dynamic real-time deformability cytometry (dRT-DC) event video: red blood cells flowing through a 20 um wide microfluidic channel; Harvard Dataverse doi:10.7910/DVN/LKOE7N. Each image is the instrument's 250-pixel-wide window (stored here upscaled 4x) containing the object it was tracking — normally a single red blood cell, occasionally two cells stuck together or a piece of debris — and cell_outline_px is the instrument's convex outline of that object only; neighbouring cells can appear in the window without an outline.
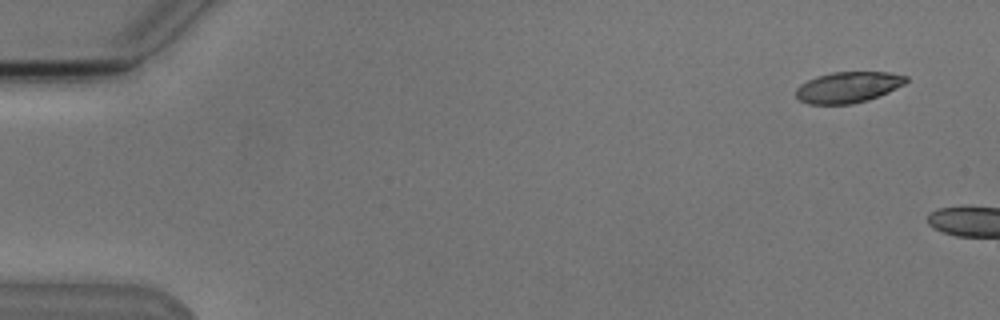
{"species": "Egyptian fruit bat (a non-hibernating species)", "species_latin": "Rousettus aegyptiacus", "temperature_condition": "cold", "stored_images_in_passage": 3, "camera_frame_rate_fps": 3000, "um_per_image_px": 0.085, "animal": {"sex": "male"}, "frame": {"image": 1, "passage_image": 1, "time_ms": 0.0, "image_size_px": [1000, 320], "cell_outline_px": [[908, 80], [904, 84], [888, 92], [868, 100], [852, 104], [808, 104], [800, 100], [796, 96], [796, 88], [800, 84], [816, 76], [832, 72], [888, 72], [908, 76]], "centroid_in_image_um": [72.08, 7.41], "position_along_channel_um": 12.9, "area_um2": 19.88}}